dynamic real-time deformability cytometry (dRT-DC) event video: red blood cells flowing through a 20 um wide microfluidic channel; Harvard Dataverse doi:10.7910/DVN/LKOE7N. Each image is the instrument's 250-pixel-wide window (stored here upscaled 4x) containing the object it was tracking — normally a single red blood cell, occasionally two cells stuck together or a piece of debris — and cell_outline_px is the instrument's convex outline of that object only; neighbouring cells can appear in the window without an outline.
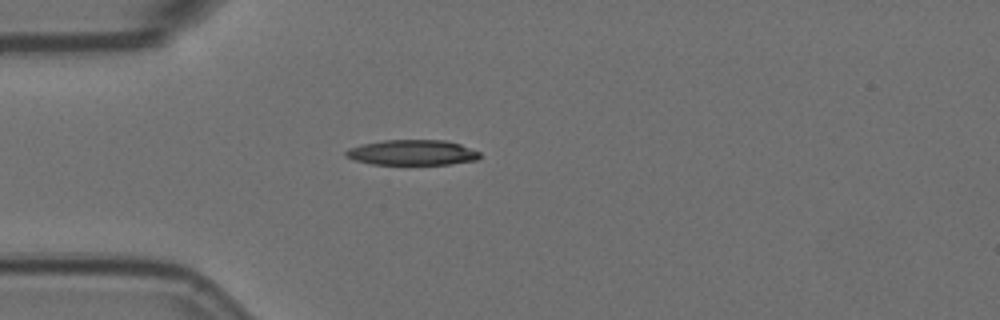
{"species": "Egyptian fruit bat (a non-hibernating species)", "species_latin": "Rousettus aegyptiacus", "temperature_condition": "room temperature", "stored_images_in_passage": 4, "camera_frame_rate_fps": 3000, "um_per_image_px": 0.085, "animal": {"sex": "female"}, "frame": {"image": 1, "passage_image": 1, "time_ms": 0.0, "image_size_px": [1000, 320], "cell_outline_px": [[480, 156], [476, 160], [448, 164], [372, 164], [356, 160], [344, 156], [344, 152], [348, 148], [360, 144], [384, 140], [444, 140], [460, 144], [480, 152]], "centroid_in_image_um": [35.01, 12.96], "position_along_channel_um": 50.0, "area_um2": 19.71}}